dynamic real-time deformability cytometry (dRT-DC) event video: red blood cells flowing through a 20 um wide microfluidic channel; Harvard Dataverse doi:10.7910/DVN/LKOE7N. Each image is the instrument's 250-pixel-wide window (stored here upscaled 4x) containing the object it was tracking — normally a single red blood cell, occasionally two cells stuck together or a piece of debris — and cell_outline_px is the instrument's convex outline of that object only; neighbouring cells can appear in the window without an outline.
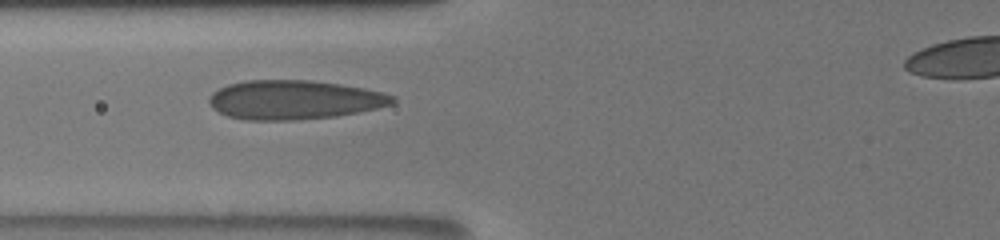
{"species": "human", "species_latin": "Homo sapiens", "temperature_condition": "room temperature", "stored_images_in_passage": 9, "camera_frame_rate_fps": 3000, "um_per_image_px": 0.085, "donor": {"sex": "male"}, "frame": {"image": 1, "passage_image": 8, "time_ms": 3.333, "image_size_px": [1000, 240], "cell_outline_px": [[396, 100], [392, 104], [376, 108], [336, 116], [292, 120], [244, 120], [228, 116], [212, 108], [208, 104], [208, 100], [212, 92], [228, 84], [244, 80], [312, 80], [340, 84], [364, 88], [396, 96]], "centroid_in_image_um": [24.97, 8.48], "position_along_channel_um": 100.8, "area_um2": 41.85}}